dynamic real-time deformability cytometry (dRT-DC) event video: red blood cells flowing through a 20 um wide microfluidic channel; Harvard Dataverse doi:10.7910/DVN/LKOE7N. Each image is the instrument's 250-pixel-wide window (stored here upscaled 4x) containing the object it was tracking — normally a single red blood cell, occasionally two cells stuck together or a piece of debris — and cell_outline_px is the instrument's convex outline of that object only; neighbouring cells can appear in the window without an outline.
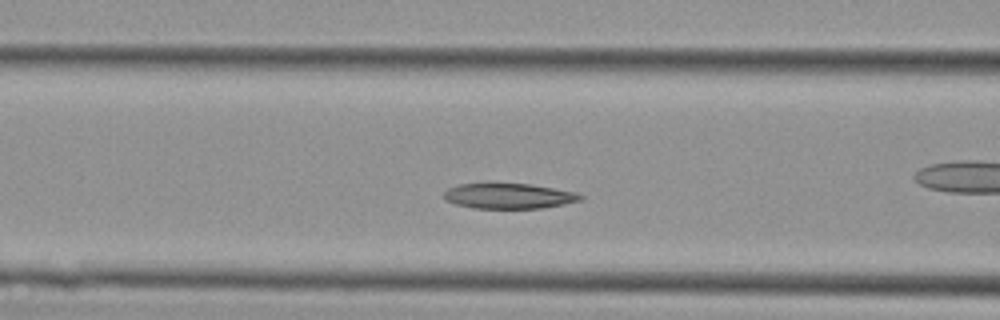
{"species": "Egyptian fruit bat (a non-hibernating species)", "species_latin": "Rousettus aegyptiacus", "temperature_condition": "cold", "stored_images_in_passage": 28, "camera_frame_rate_fps": 3000, "um_per_image_px": 0.085, "animal": {"sex": "female"}, "frame": {"image": 1, "passage_image": 9, "time_ms": 2.667, "image_size_px": [1000, 320], "cell_outline_px": [[584, 200], [544, 208], [476, 208], [456, 204], [444, 200], [444, 192], [448, 188], [460, 184], [488, 180], [528, 184], [576, 192], [584, 196]], "centroid_in_image_um": [43.21, 16.61], "position_along_channel_um": 123.4, "area_um2": 20.98}}